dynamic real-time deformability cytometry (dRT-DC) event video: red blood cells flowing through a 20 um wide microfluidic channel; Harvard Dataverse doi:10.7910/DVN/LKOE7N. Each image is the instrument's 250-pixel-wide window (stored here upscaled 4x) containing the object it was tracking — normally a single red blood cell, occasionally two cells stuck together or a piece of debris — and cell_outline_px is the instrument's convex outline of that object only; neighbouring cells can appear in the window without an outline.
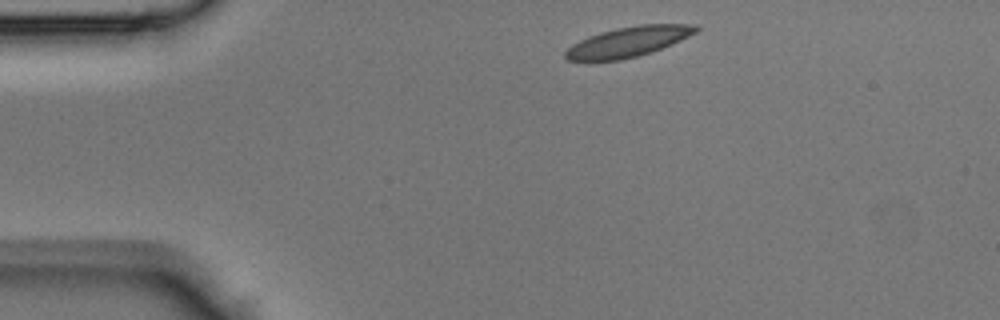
{"species": "Egyptian fruit bat (a non-hibernating species)", "species_latin": "Rousettus aegyptiacus", "temperature_condition": "room temperature", "stored_images_in_passage": 37, "camera_frame_rate_fps": 3000, "um_per_image_px": 0.085, "animal": {"sex": "male"}, "frame": {"image": 1, "passage_image": 1, "time_ms": 0.0, "image_size_px": [1000, 320], "cell_outline_px": [[700, 28], [696, 32], [672, 44], [652, 52], [620, 60], [568, 60], [564, 56], [564, 52], [572, 44], [588, 36], [600, 32], [616, 28], [640, 24], [696, 24]], "centroid_in_image_um": [53.41, 3.54], "position_along_channel_um": 31.6, "area_um2": 22.77}}
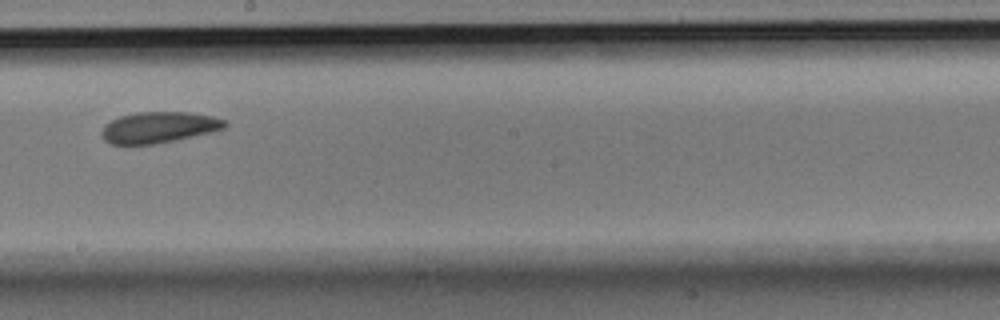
{"frame": {"image": 2, "passage_image": 18, "time_ms": 5.667, "image_size_px": [1000, 320], "cell_outline_px": [[228, 124], [224, 128], [212, 132], [152, 144], [112, 144], [104, 140], [100, 132], [104, 124], [120, 116], [136, 112], [188, 112], [212, 116], [224, 120]], "centroid_in_image_um": [13.47, 10.81], "position_along_channel_um": 234.7, "area_um2": 22.14}}
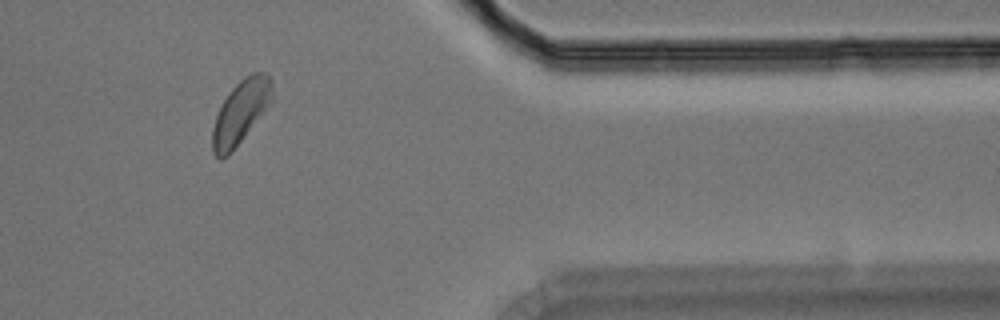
{"frame": {"image": 3, "passage_image": 30, "time_ms": 9.667, "image_size_px": [1000, 320], "cell_outline_px": [[272, 104], [228, 156], [220, 160], [212, 152], [212, 128], [216, 116], [228, 92], [244, 76], [252, 72], [260, 72], [268, 76], [272, 80]], "centroid_in_image_um": [20.46, 9.54], "position_along_channel_um": 390.9, "area_um2": 22.25}}